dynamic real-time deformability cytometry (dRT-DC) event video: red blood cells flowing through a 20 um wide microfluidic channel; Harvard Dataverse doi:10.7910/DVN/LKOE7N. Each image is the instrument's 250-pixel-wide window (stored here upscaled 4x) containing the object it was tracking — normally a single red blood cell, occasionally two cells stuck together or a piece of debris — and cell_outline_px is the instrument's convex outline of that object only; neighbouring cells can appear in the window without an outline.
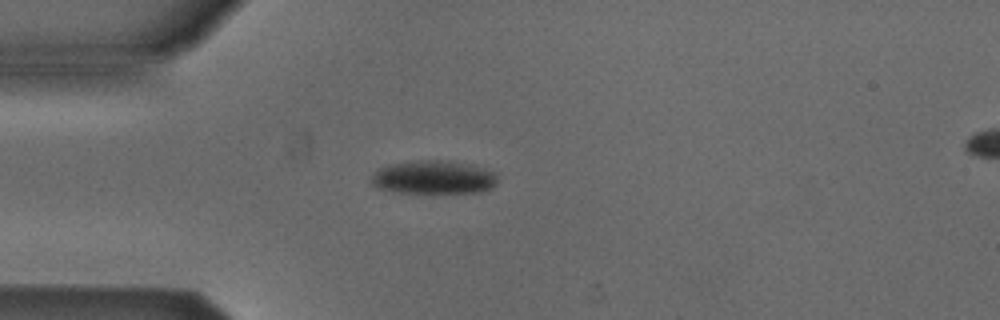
{"species": "Egyptian fruit bat (a non-hibernating species)", "species_latin": "Rousettus aegyptiacus", "temperature_condition": "cold", "stored_images_in_passage": 40, "camera_frame_rate_fps": 3000, "um_per_image_px": 0.085, "animal": {"sex": "male"}, "frame": {"image": 1, "passage_image": 1, "time_ms": 0.0, "image_size_px": [1000, 320], "cell_outline_px": [[496, 184], [492, 188], [480, 192], [428, 196], [396, 192], [376, 188], [372, 184], [372, 176], [380, 168], [388, 164], [420, 160], [448, 160], [472, 164], [492, 172], [496, 176]], "centroid_in_image_um": [36.85, 15.13], "position_along_channel_um": 48.1, "area_um2": 25.66}}
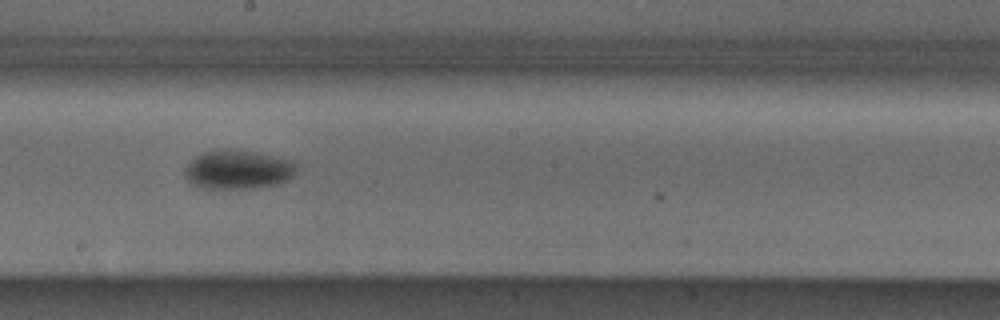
{"frame": {"image": 2, "passage_image": 16, "time_ms": 5.0, "image_size_px": [1000, 320], "cell_outline_px": [[296, 172], [288, 180], [276, 184], [260, 188], [204, 188], [192, 184], [184, 176], [184, 168], [196, 156], [204, 152], [252, 152], [292, 160], [296, 164]], "centroid_in_image_um": [20.25, 14.47], "position_along_channel_um": 228.0, "area_um2": 24.62}}
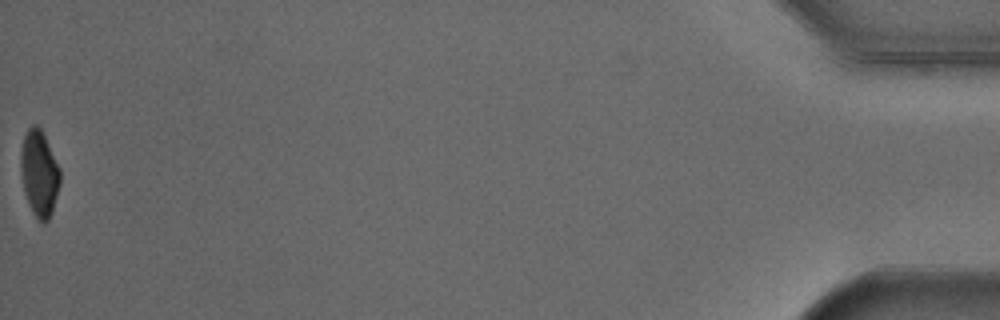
{"frame": {"image": 3, "passage_image": 40, "time_ms": 13.0, "image_size_px": [1000, 320], "cell_outline_px": [[60, 184], [52, 212], [48, 220], [44, 224], [36, 216], [28, 204], [24, 192], [20, 168], [20, 156], [24, 136], [28, 128], [32, 124], [36, 124], [40, 128], [60, 168]], "centroid_in_image_um": [3.33, 14.74], "position_along_channel_um": 431.9, "area_um2": 19.59}, "authors_computed_cell_mechanics": {"area_um2": 24.565, "velocity_mm_per_s": 3.8693, "shape_relaxation_time_tau1_ms": 4.7966, "shape_relaxation_time_tau2_ms": null, "deformation_change_tau1": 0.1102, "deformation_change_tau2": null}}